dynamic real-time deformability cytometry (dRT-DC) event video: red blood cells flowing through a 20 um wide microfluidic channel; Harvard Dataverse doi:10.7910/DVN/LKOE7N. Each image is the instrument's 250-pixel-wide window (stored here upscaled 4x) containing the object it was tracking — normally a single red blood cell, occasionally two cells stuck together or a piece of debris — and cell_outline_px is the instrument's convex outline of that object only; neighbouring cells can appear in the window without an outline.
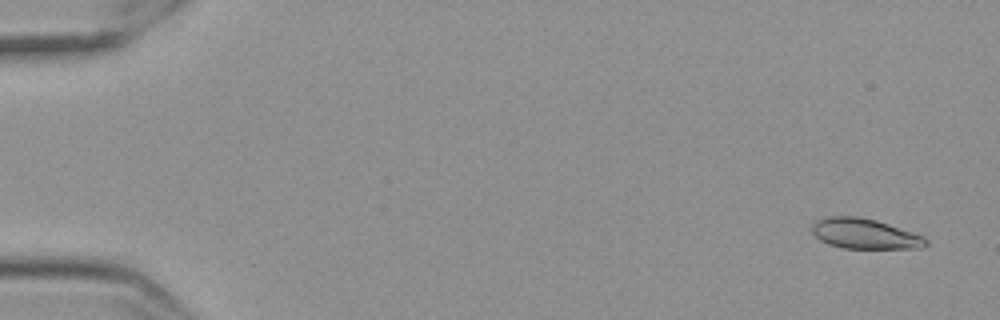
{"species": "Egyptian fruit bat (a non-hibernating species)", "species_latin": "Rousettus aegyptiacus", "temperature_condition": "cold", "stored_images_in_passage": 56, "camera_frame_rate_fps": 3000, "um_per_image_px": 0.085, "frame": {"image": 1, "passage_image": 1, "time_ms": 0.0, "image_size_px": [1000, 320], "cell_outline_px": [[928, 244], [920, 248], [844, 248], [828, 244], [820, 240], [812, 232], [812, 224], [816, 220], [828, 216], [856, 216], [876, 220], [924, 236], [928, 240]], "centroid_in_image_um": [73.49, 19.86], "position_along_channel_um": 11.5, "area_um2": 20.0}}
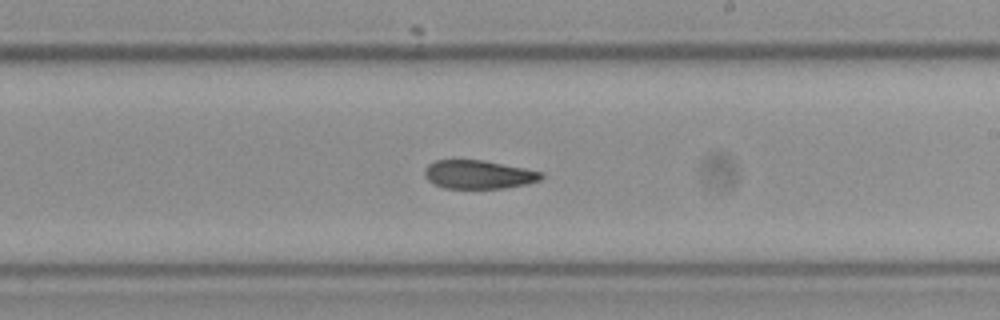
{"frame": {"image": 2, "passage_image": 33, "time_ms": 10.667, "image_size_px": [1000, 320], "cell_outline_px": [[544, 176], [540, 180], [524, 184], [504, 188], [444, 188], [428, 180], [424, 176], [424, 168], [428, 164], [436, 160], [484, 160], [544, 172]], "centroid_in_image_um": [40.67, 14.82], "position_along_channel_um": 248.3, "area_um2": 19.36}}
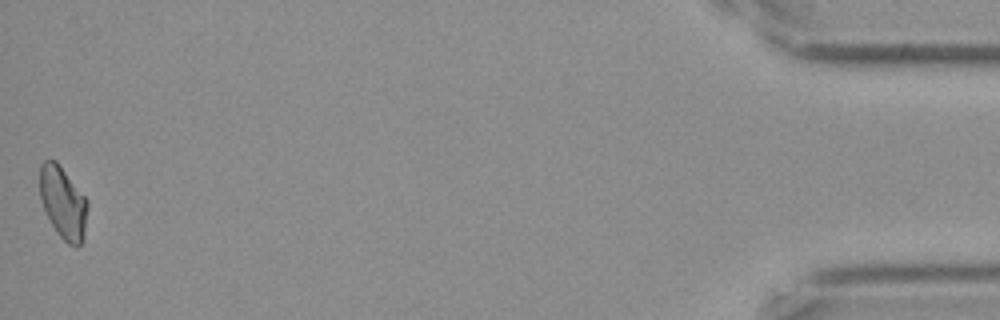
{"frame": {"image": 3, "passage_image": 56, "time_ms": 18.333, "image_size_px": [1000, 320], "cell_outline_px": [[88, 204], [84, 240], [76, 248], [68, 244], [56, 232], [44, 208], [40, 196], [40, 164], [44, 160], [56, 160], [88, 200]], "centroid_in_image_um": [5.38, 17.24], "position_along_channel_um": 429.8, "area_um2": 20.11}, "authors_computed_cell_mechanics": {"area_um2": 20.1433, "velocity_mm_per_s": 3.529, "shape_relaxation_time_tau1_ms": null, "shape_relaxation_time_tau2_ms": 9.612, "deformation_change_tau1": null, "deformation_change_tau2": 0.1387}}